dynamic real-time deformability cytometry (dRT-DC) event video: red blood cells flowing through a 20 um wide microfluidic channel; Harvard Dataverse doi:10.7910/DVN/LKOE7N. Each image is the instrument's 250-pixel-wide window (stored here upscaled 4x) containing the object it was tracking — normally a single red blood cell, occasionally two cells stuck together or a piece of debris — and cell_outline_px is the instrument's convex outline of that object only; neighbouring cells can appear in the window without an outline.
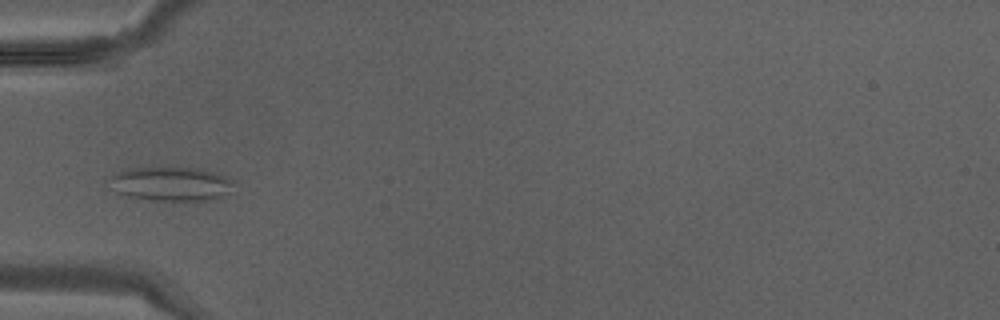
{"species": "Egyptian fruit bat (a non-hibernating species)", "species_latin": "Rousettus aegyptiacus", "temperature_condition": "warm", "stored_images_in_passage": 28, "camera_frame_rate_fps": 3000, "um_per_image_px": 0.085, "animal": {"sex": "male"}, "frame": {"image": 1, "passage_image": 2, "time_ms": 0.333, "image_size_px": [1000, 320], "cell_outline_px": [[232, 184], [228, 192], [216, 200], [148, 200], [128, 196], [116, 192], [112, 176], [116, 172], [148, 164], [200, 168], [216, 172], [232, 180]], "centroid_in_image_um": [14.54, 15.57], "position_along_channel_um": 70.5, "area_um2": 25.2}}
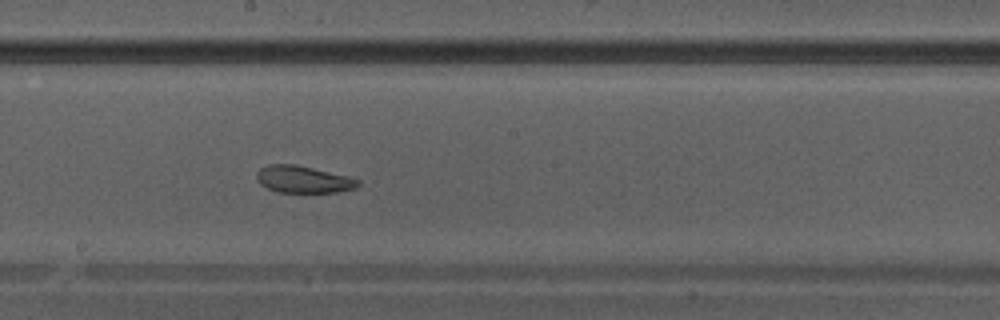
{"frame": {"image": 2, "passage_image": 11, "time_ms": 3.333, "image_size_px": [1000, 320], "cell_outline_px": [[360, 184], [356, 188], [336, 192], [276, 192], [260, 184], [256, 180], [256, 172], [260, 168], [268, 164], [296, 164], [348, 176], [360, 180]], "centroid_in_image_um": [25.76, 15.24], "position_along_channel_um": 222.4, "area_um2": 16.07}}
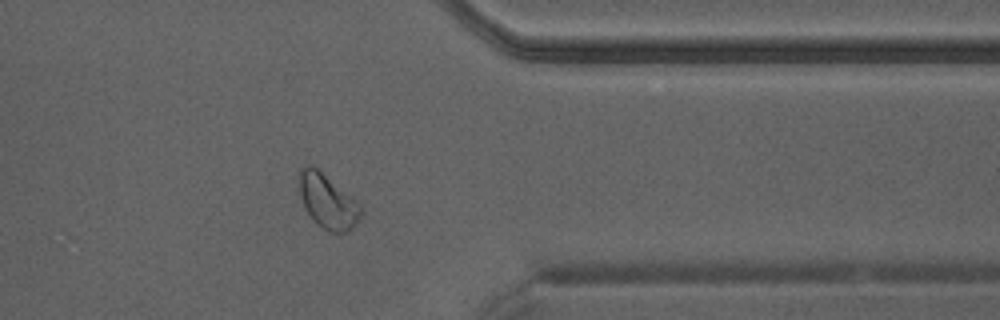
{"frame": {"image": 3, "passage_image": 21, "time_ms": 6.667, "image_size_px": [1000, 320], "cell_outline_px": [[364, 212], [356, 224], [348, 232], [328, 232], [316, 224], [312, 220], [304, 208], [300, 196], [300, 168], [308, 164], [312, 164], [356, 200], [364, 208]], "centroid_in_image_um": [27.87, 17.14], "position_along_channel_um": 383.5, "area_um2": 19.71}}